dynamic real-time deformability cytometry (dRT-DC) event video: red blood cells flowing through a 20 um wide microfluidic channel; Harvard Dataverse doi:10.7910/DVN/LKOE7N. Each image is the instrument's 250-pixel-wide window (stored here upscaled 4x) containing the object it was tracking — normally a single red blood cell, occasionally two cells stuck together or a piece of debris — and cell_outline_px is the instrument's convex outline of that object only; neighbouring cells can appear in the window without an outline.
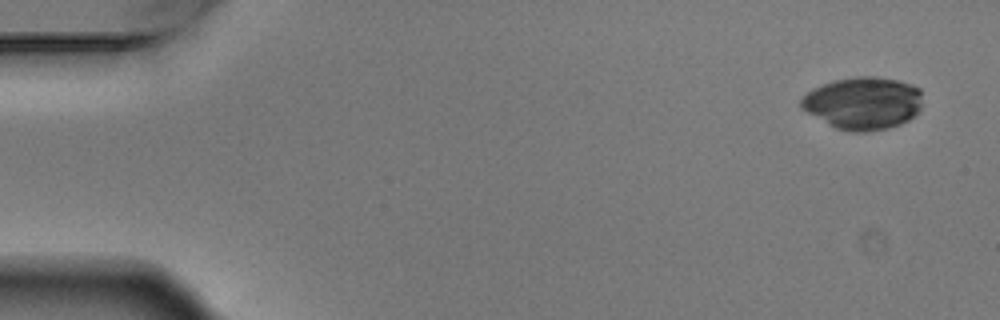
{"species": "Egyptian fruit bat (a non-hibernating species)", "species_latin": "Rousettus aegyptiacus", "temperature_condition": "warm", "stored_images_in_passage": 6, "camera_frame_rate_fps": 3000, "um_per_image_px": 0.085, "animal": {"sex": "male"}, "frame": {"image": 1, "passage_image": 1, "time_ms": 0.0, "image_size_px": [1000, 320], "cell_outline_px": [[920, 108], [908, 120], [900, 124], [888, 128], [864, 132], [852, 132], [836, 128], [828, 124], [800, 108], [800, 100], [812, 88], [832, 80], [856, 76], [876, 76], [896, 80], [920, 88]], "centroid_in_image_um": [73.32, 8.76], "position_along_channel_um": 11.7, "area_um2": 36.99}}